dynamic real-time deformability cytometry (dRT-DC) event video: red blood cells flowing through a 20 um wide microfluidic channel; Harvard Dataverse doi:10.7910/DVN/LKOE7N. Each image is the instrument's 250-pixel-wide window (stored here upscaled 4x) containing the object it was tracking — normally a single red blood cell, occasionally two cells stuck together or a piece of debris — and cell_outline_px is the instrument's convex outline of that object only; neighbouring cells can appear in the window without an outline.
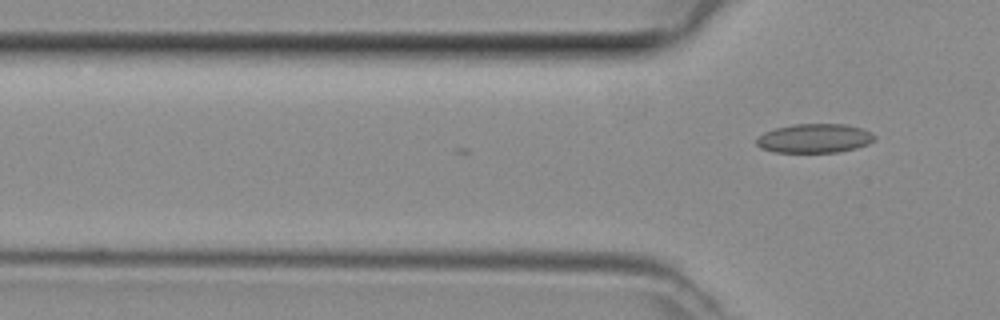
{"species": "common noctule bat (a hibernating species)", "species_latin": "Nyctalus noctula", "temperature_condition": "room temperature", "stored_images_in_passage": 5, "camera_frame_rate_fps": 3000, "um_per_image_px": 0.085, "animal": {"sex": "female", "body_mass_g": 29.2, "forearm_length_mm": 56.3}, "frame": {"image": 1, "passage_image": 5, "time_ms": 1.333, "image_size_px": [1000, 320], "cell_outline_px": [[876, 136], [868, 144], [856, 148], [836, 152], [776, 152], [760, 148], [756, 144], [756, 140], [764, 132], [776, 128], [792, 124], [844, 124], [860, 128], [872, 132]], "centroid_in_image_um": [69.22, 11.75], "position_along_channel_um": 56.6, "area_um2": 19.88}}